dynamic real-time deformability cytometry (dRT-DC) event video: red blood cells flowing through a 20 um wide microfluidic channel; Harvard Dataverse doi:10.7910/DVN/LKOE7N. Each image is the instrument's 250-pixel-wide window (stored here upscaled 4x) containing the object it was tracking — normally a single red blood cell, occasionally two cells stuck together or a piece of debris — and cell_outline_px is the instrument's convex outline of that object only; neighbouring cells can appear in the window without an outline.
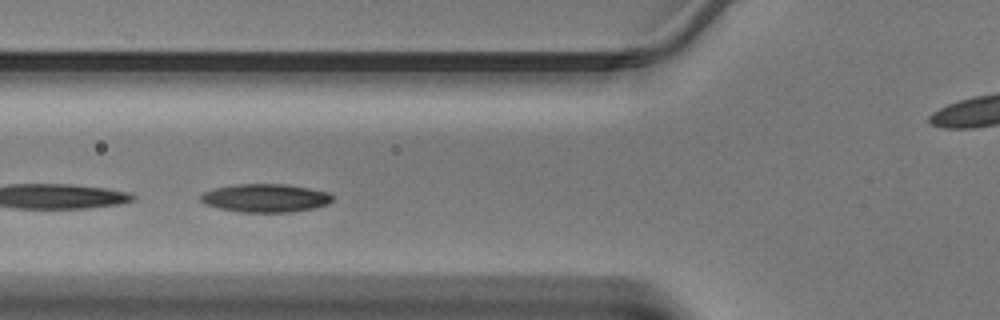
{"species": "Egyptian fruit bat (a non-hibernating species)", "species_latin": "Rousettus aegyptiacus", "temperature_condition": "warm", "stored_images_in_passage": 14, "camera_frame_rate_fps": 3000, "um_per_image_px": 0.085, "animal": {"sex": "male"}, "frame": {"image": 1, "passage_image": 12, "time_ms": 3.667, "image_size_px": [1000, 320], "cell_outline_px": [[332, 200], [328, 204], [312, 208], [288, 212], [240, 212], [220, 208], [204, 204], [200, 200], [200, 196], [204, 192], [212, 188], [232, 184], [284, 184], [308, 188], [328, 192], [332, 196]], "centroid_in_image_um": [22.51, 16.82], "position_along_channel_um": 103.3, "area_um2": 21.68}}